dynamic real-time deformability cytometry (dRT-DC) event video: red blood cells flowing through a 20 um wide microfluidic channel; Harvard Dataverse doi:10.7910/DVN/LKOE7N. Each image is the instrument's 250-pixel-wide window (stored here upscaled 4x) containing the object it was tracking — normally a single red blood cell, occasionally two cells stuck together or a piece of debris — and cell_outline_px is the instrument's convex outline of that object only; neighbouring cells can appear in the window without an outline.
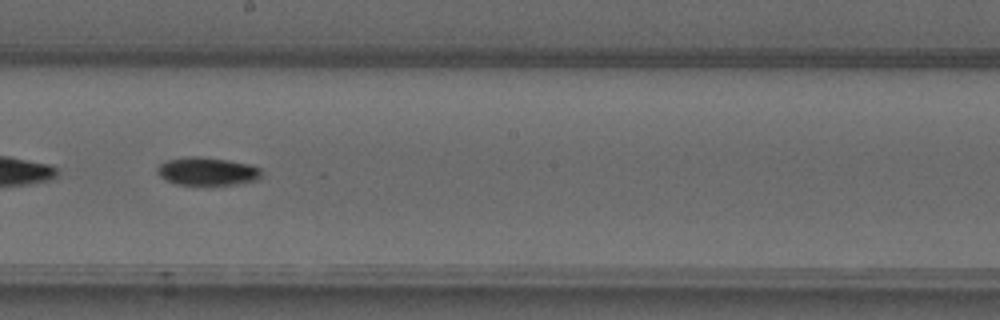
{"species": "common noctule bat (a hibernating species)", "species_latin": "Nyctalus noctula", "temperature_condition": "warm", "stored_images_in_passage": 49, "camera_frame_rate_fps": 3000, "um_per_image_px": 0.085, "animal": {"sex": "male", "forearm_length_mm": 52.5}, "frame": {"image": 1, "passage_image": 28, "time_ms": 9.0, "image_size_px": [1000, 320], "cell_outline_px": [[260, 180], [232, 184], [176, 184], [164, 180], [156, 172], [156, 168], [160, 164], [168, 160], [188, 156], [200, 156], [228, 160], [248, 164], [260, 168]], "centroid_in_image_um": [17.58, 14.55], "position_along_channel_um": 230.6, "area_um2": 16.94}}
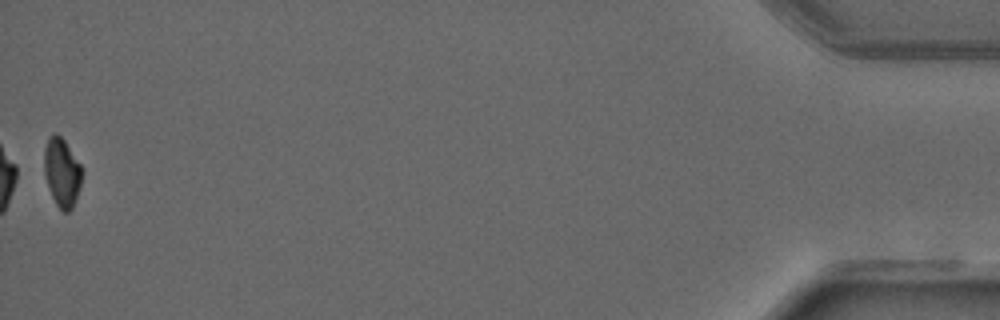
{"frame": {"image": 2, "passage_image": 49, "time_ms": 16.0, "image_size_px": [1000, 320], "cell_outline_px": [[84, 172], [72, 208], [68, 212], [64, 212], [56, 204], [48, 188], [44, 172], [44, 148], [48, 136], [52, 132], [56, 132], [64, 140], [80, 164]], "centroid_in_image_um": [5.25, 14.61], "position_along_channel_um": 430.0, "area_um2": 15.14}}